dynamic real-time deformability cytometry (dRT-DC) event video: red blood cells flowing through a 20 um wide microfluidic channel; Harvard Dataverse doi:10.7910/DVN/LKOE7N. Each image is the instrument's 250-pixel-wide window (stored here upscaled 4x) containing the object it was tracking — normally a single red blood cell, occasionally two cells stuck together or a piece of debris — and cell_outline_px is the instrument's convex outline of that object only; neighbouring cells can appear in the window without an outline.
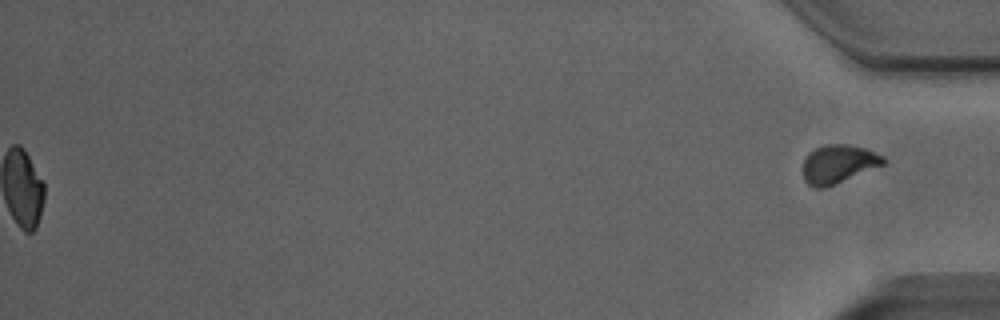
{"species": "Egyptian fruit bat (a non-hibernating species)", "species_latin": "Rousettus aegyptiacus", "temperature_condition": "room temperature", "stored_images_in_passage": 52, "segment_of_instrument_passage": [2, 2], "camera_frame_rate_fps": 3000, "um_per_image_px": 0.085, "animal": {"sex": "male"}, "frame": {"image": 1, "passage_image": 52, "time_ms": 17.0, "image_size_px": [1000, 320], "cell_outline_px": [[888, 160], [884, 164], [824, 188], [816, 188], [808, 184], [804, 180], [804, 160], [808, 152], [824, 144], [848, 144], [864, 148], [884, 156]], "centroid_in_image_um": [71.26, 13.92], "position_along_channel_um": 363.9, "area_um2": 17.86}}